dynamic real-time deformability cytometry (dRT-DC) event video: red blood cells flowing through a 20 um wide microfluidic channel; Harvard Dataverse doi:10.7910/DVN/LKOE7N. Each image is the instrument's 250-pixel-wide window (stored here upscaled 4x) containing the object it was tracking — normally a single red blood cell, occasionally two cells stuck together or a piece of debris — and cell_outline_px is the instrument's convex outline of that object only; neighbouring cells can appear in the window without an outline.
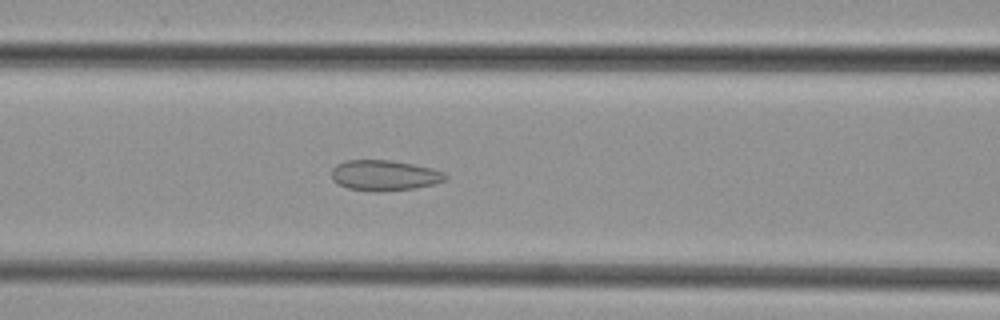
{"species": "common noctule bat (a hibernating species)", "species_latin": "Nyctalus noctula", "temperature_condition": "cold", "stored_images_in_passage": 28, "camera_frame_rate_fps": 3000, "um_per_image_px": 0.085, "animal": {"sex": "female", "body_mass_g": 29.2, "forearm_length_mm": 56.3}, "frame": {"image": 1, "passage_image": 8, "time_ms": 2.333, "image_size_px": [1000, 320], "cell_outline_px": [[448, 180], [416, 188], [376, 192], [372, 192], [348, 188], [336, 184], [332, 180], [332, 168], [336, 164], [344, 160], [392, 160], [432, 168], [444, 172], [448, 176]], "centroid_in_image_um": [32.66, 14.91], "position_along_channel_um": 133.9, "area_um2": 20.52}}
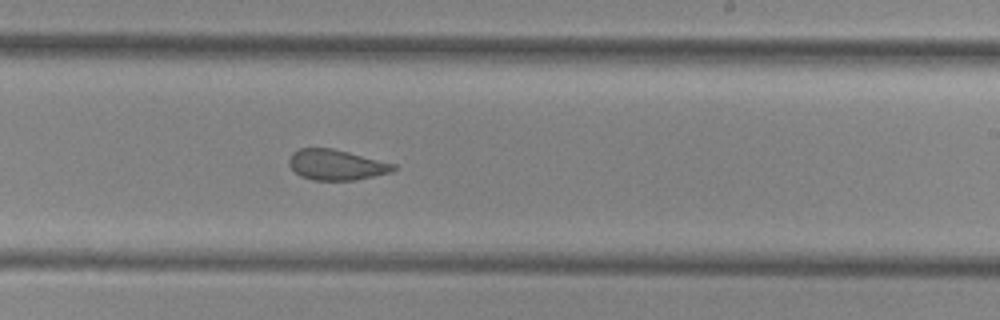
{"frame": {"image": 2, "passage_image": 17, "time_ms": 5.333, "image_size_px": [1000, 320], "cell_outline_px": [[396, 168], [392, 172], [356, 180], [312, 180], [300, 176], [288, 164], [288, 160], [292, 152], [300, 148], [332, 148], [396, 164]], "centroid_in_image_um": [28.57, 14.01], "position_along_channel_um": 260.4, "area_um2": 18.55}}
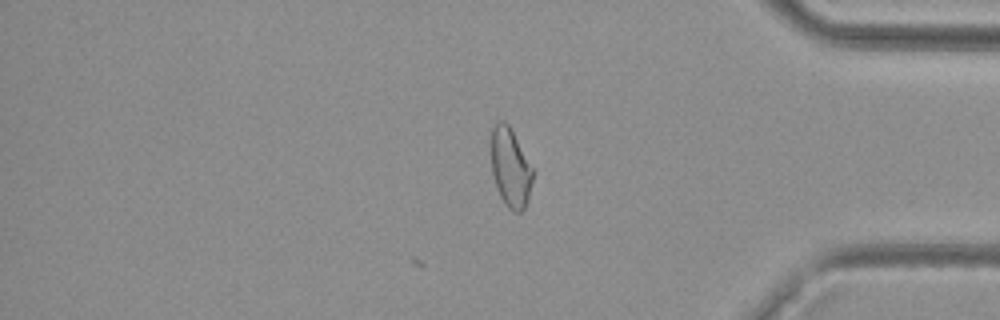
{"frame": {"image": 3, "passage_image": 28, "time_ms": 9.0, "image_size_px": [1000, 320], "cell_outline_px": [[536, 172], [528, 200], [524, 208], [520, 212], [512, 212], [504, 204], [500, 196], [492, 172], [492, 128], [496, 120], [504, 120], [508, 124]], "centroid_in_image_um": [43.42, 14.26], "position_along_channel_um": 391.8, "area_um2": 19.42}}